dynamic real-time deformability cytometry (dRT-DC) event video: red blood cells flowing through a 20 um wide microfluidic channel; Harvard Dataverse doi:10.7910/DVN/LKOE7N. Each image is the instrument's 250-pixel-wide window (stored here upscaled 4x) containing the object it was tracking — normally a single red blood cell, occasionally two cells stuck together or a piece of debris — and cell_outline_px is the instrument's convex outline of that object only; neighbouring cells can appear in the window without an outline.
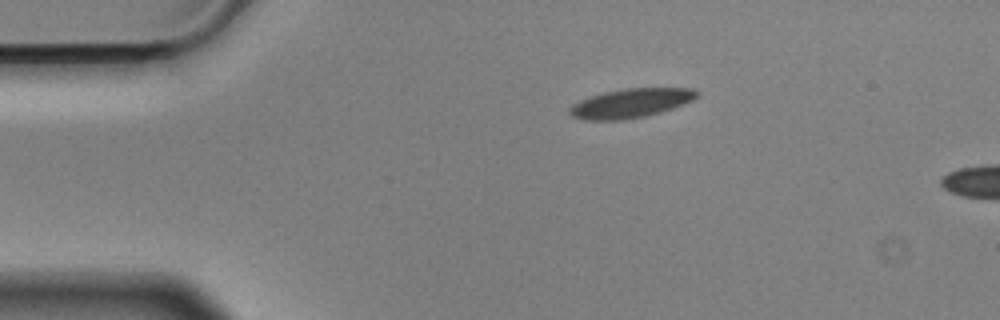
{"species": "Egyptian fruit bat (a non-hibernating species)", "species_latin": "Rousettus aegyptiacus", "temperature_condition": "cold", "stored_images_in_passage": 8, "camera_frame_rate_fps": 3000, "um_per_image_px": 0.085, "animal": {"sex": "male"}, "frame": {"image": 1, "passage_image": 1, "time_ms": 0.0, "image_size_px": [1000, 320], "cell_outline_px": [[700, 92], [692, 100], [672, 108], [660, 112], [644, 116], [620, 120], [584, 120], [572, 116], [568, 112], [568, 108], [572, 104], [580, 100], [604, 92], [624, 88], [692, 88]], "centroid_in_image_um": [53.58, 8.77], "position_along_channel_um": 31.4, "area_um2": 21.44}}